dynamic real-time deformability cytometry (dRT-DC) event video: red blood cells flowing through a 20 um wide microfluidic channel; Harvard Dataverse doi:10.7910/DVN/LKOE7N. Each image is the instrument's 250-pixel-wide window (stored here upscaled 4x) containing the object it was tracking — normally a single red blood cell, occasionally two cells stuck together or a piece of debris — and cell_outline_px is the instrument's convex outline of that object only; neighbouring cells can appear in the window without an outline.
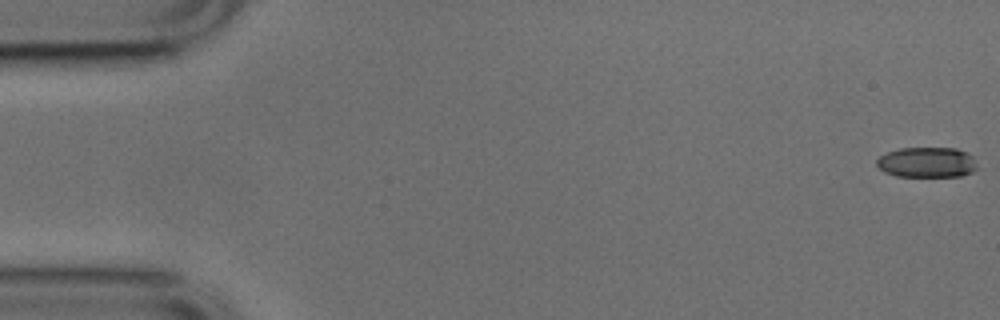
{"species": "common noctule bat (a hibernating species)", "species_latin": "Nyctalus noctula", "temperature_condition": "cold", "stored_images_in_passage": 53, "camera_frame_rate_fps": 3000, "um_per_image_px": 0.085, "animal": {"sex": "male", "body_mass_g": 17.9, "forearm_length_mm": 54.2}, "frame": {"image": 1, "passage_image": 1, "time_ms": 0.0, "image_size_px": [1000, 320], "cell_outline_px": [[976, 168], [972, 172], [960, 176], [896, 176], [884, 172], [876, 164], [876, 160], [880, 156], [888, 152], [900, 148], [956, 148], [968, 152], [972, 156], [976, 164]], "centroid_in_image_um": [78.79, 13.79], "position_along_channel_um": 6.2, "area_um2": 17.74}}
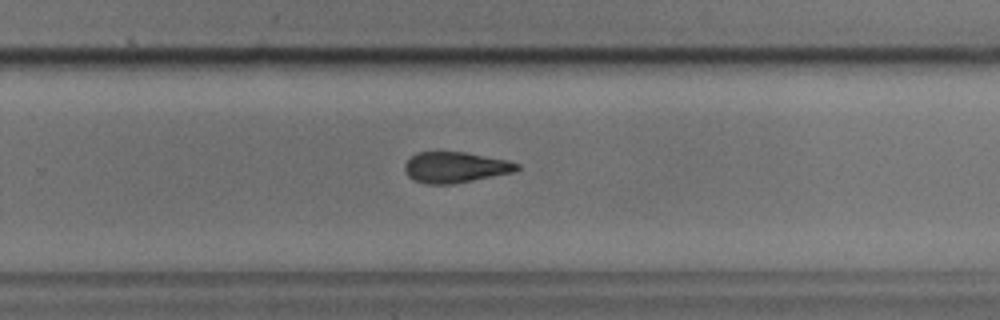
{"frame": {"image": 2, "passage_image": 34, "time_ms": 11.0, "image_size_px": [1000, 320], "cell_outline_px": [[520, 168], [512, 172], [452, 184], [428, 184], [416, 180], [408, 176], [404, 168], [404, 164], [416, 152], [464, 152], [508, 160], [520, 164]], "centroid_in_image_um": [38.69, 14.21], "position_along_channel_um": 291.1, "area_um2": 19.88}}
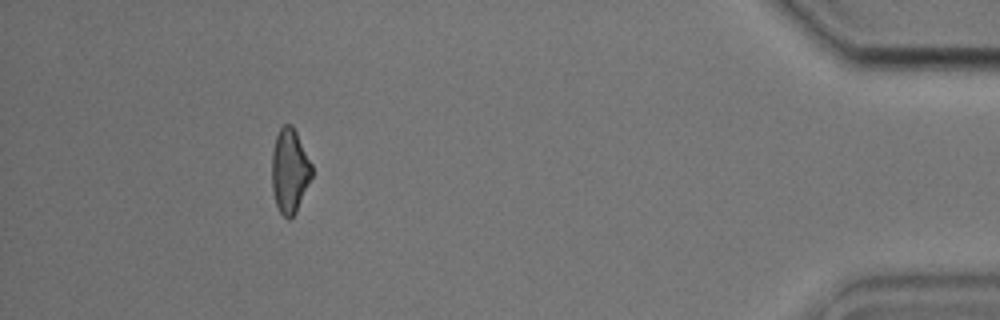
{"frame": {"image": 3, "passage_image": 48, "time_ms": 15.667, "image_size_px": [1000, 320], "cell_outline_px": [[312, 176], [296, 212], [288, 220], [280, 212], [276, 204], [272, 188], [272, 152], [276, 136], [280, 128], [284, 124], [292, 124], [312, 164]], "centroid_in_image_um": [24.62, 14.51], "position_along_channel_um": 410.6, "area_um2": 19.48}, "authors_computed_cell_mechanics": {"area_um2": 20.4612, "velocity_mm_per_s": 3.823, "shape_relaxation_time_tau1_ms": 4.2641, "shape_relaxation_time_tau2_ms": 5.875, "deformation_change_tau1": 0.1281, "deformation_change_tau2": 0.1699}}